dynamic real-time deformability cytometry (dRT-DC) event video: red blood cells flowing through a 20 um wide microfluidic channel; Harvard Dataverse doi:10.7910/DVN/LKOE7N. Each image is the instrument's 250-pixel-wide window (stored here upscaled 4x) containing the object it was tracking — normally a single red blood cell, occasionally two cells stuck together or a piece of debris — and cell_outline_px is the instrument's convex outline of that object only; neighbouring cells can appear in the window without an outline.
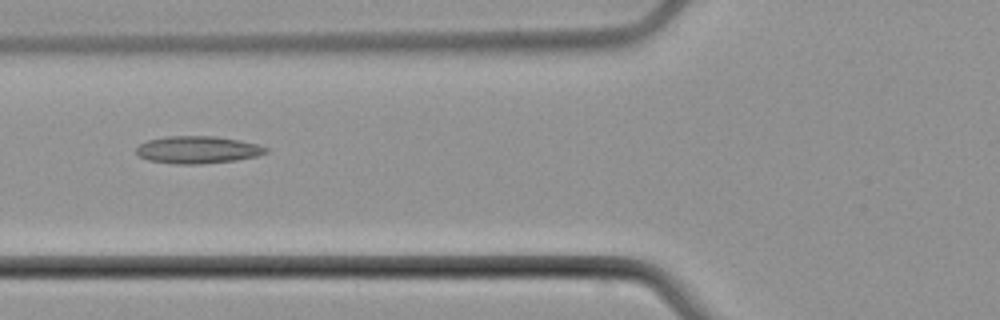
{"species": "common noctule bat (a hibernating species)", "species_latin": "Nyctalus noctula", "temperature_condition": "cold", "stored_images_in_passage": 5, "camera_frame_rate_fps": 3000, "um_per_image_px": 0.085, "animal": {"sex": "male", "body_mass_g": 21.5, "forearm_length_mm": 52.0}, "frame": {"image": 1, "passage_image": 3, "time_ms": 2.333, "image_size_px": [1000, 320], "cell_outline_px": [[268, 152], [256, 156], [236, 160], [200, 164], [176, 164], [148, 160], [140, 156], [136, 152], [136, 148], [140, 144], [148, 140], [168, 136], [216, 136], [240, 140], [260, 144], [268, 148]], "centroid_in_image_um": [16.83, 12.72], "position_along_channel_um": 109.0, "area_um2": 20.69}}
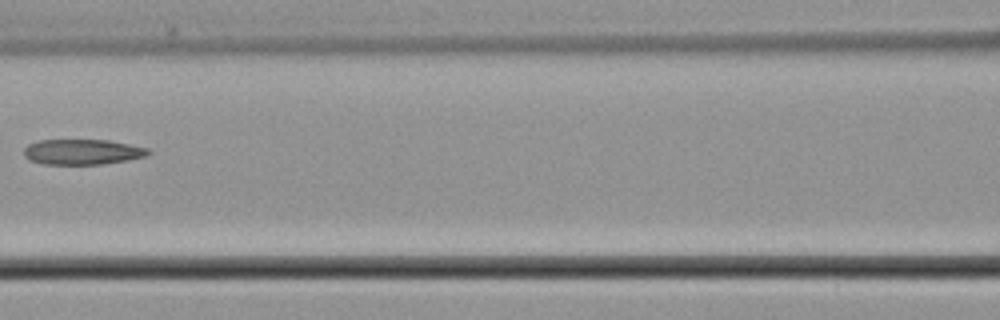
{"frame": {"image": 2, "passage_image": 4, "time_ms": 3.667, "image_size_px": [1000, 320], "cell_outline_px": [[152, 152], [148, 156], [100, 164], [44, 164], [28, 160], [24, 156], [24, 148], [28, 144], [40, 140], [108, 140], [148, 148]], "centroid_in_image_um": [6.98, 12.91], "position_along_channel_um": 159.6, "area_um2": 18.32}}
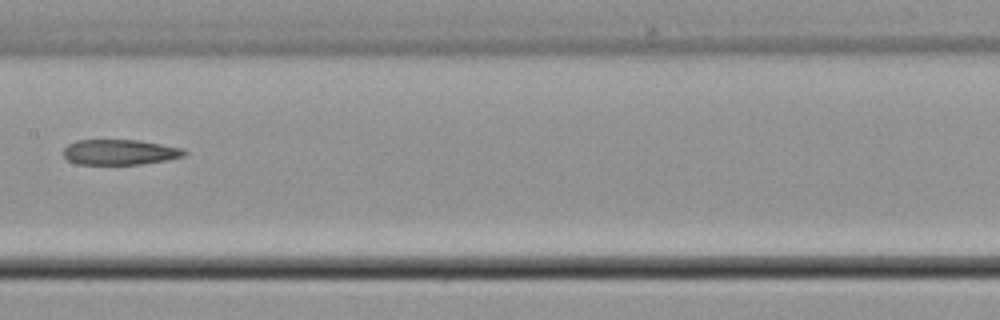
{"frame": {"image": 3, "passage_image": 5, "time_ms": 4.667, "image_size_px": [1000, 320], "cell_outline_px": [[188, 152], [184, 156], [168, 160], [140, 164], [76, 164], [68, 160], [64, 156], [64, 148], [68, 144], [76, 140], [140, 140], [184, 148]], "centroid_in_image_um": [10.21, 12.93], "position_along_channel_um": 197.2, "area_um2": 17.98}}